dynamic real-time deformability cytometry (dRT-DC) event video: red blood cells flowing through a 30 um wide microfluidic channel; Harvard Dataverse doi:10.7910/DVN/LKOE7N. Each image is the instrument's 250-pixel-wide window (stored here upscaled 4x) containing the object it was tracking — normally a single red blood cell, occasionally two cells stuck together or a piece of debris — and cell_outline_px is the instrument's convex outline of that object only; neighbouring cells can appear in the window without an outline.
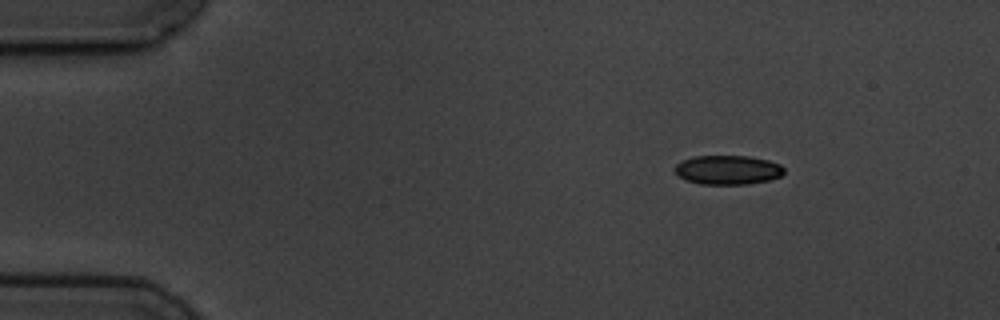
{"species": "common noctule bat (a hibernating species)", "species_latin": "Nyctalus noctula", "temperature_condition": "cold", "stored_images_in_passage": 4, "camera_frame_rate_fps": 3000, "um_per_image_px": 0.085, "animal": {"sex": "male", "body_mass_g": 19.5, "forearm_length_mm": 54.6}, "frame": {"image": 1, "passage_image": 2, "time_ms": 1.333, "image_size_px": [1000, 320], "cell_outline_px": [[784, 172], [780, 176], [768, 180], [748, 184], [700, 184], [688, 180], [680, 176], [676, 172], [676, 164], [692, 156], [748, 156], [768, 160], [780, 164], [784, 168]], "centroid_in_image_um": [61.89, 14.43], "position_along_channel_um": 23.1, "area_um2": 18.38}}
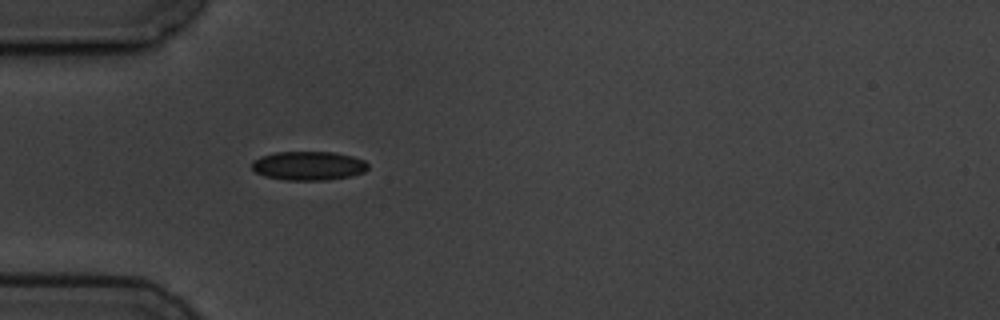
{"frame": {"image": 2, "passage_image": 4, "time_ms": 4.333, "image_size_px": [1000, 320], "cell_outline_px": [[368, 168], [364, 172], [348, 176], [324, 180], [284, 180], [264, 176], [256, 172], [252, 168], [252, 160], [260, 156], [276, 152], [336, 152], [352, 156], [364, 160], [368, 164]], "centroid_in_image_um": [26.2, 14.08], "position_along_channel_um": 58.8, "area_um2": 19.59}}